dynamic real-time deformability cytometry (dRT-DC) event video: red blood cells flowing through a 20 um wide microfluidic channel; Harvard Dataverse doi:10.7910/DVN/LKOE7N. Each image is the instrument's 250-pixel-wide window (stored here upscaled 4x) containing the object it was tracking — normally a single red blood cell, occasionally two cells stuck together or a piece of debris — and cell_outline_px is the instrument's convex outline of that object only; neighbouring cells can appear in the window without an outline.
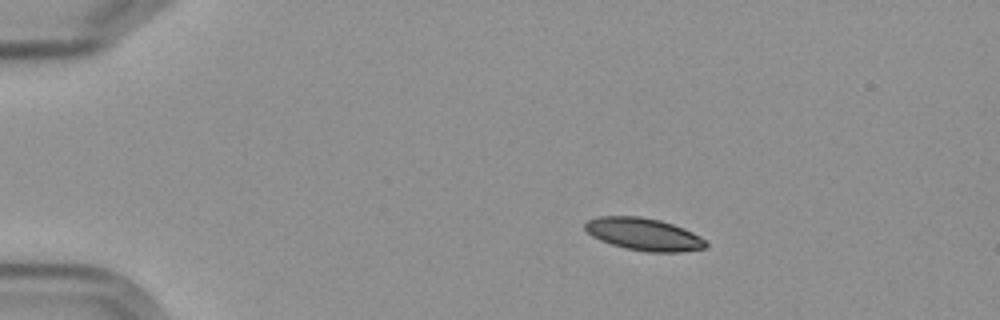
{"species": "Egyptian fruit bat (a non-hibernating species)", "species_latin": "Rousettus aegyptiacus", "temperature_condition": "cold", "stored_images_in_passage": 4, "camera_frame_rate_fps": 3000, "um_per_image_px": 0.085, "frame": {"image": 1, "passage_image": 2, "time_ms": 2.0, "image_size_px": [1000, 320], "cell_outline_px": [[708, 244], [704, 248], [680, 252], [648, 252], [624, 248], [600, 240], [592, 236], [584, 228], [584, 224], [588, 220], [600, 216], [640, 216], [660, 220], [684, 228], [692, 232], [704, 240]], "centroid_in_image_um": [54.7, 19.91], "position_along_channel_um": 30.3, "area_um2": 22.72}}